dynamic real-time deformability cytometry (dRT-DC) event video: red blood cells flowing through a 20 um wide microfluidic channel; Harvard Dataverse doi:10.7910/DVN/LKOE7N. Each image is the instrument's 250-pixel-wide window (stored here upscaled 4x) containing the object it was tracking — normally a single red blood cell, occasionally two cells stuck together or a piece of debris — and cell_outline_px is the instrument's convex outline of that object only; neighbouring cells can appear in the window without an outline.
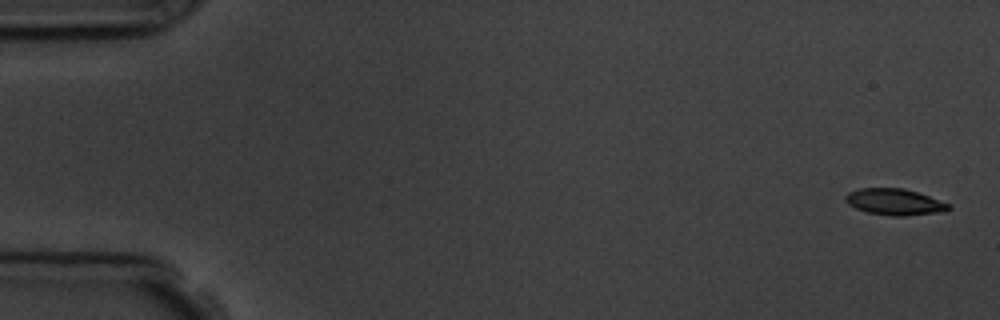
{"species": "common noctule bat (a hibernating species)", "species_latin": "Nyctalus noctula", "temperature_condition": "room temperature", "stored_images_in_passage": 6, "segment_of_instrument_passage": [1, 2], "camera_frame_rate_fps": 3000, "um_per_image_px": 0.085, "animal": {"sex": "male", "body_mass_g": 19.5, "forearm_length_mm": 54.6}, "frame": {"image": 1, "passage_image": 1, "time_ms": 0.0, "image_size_px": [1000, 320], "cell_outline_px": [[952, 208], [944, 212], [904, 216], [892, 216], [868, 212], [856, 208], [848, 204], [844, 200], [844, 196], [848, 192], [860, 188], [904, 188], [952, 204]], "centroid_in_image_um": [76.06, 17.16], "position_along_channel_um": 8.9, "area_um2": 15.95}}
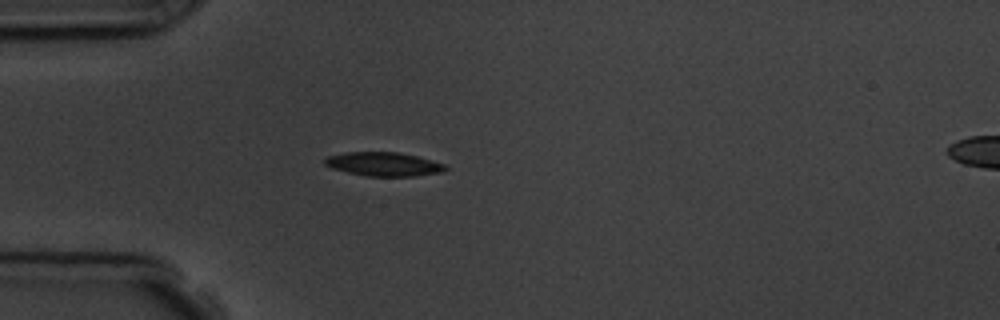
{"frame": {"image": 2, "passage_image": 5, "time_ms": 4.667, "image_size_px": [1000, 320], "cell_outline_px": [[448, 168], [440, 172], [416, 176], [364, 176], [332, 168], [324, 164], [324, 160], [328, 156], [344, 152], [396, 152], [416, 156], [432, 160], [444, 164]], "centroid_in_image_um": [32.59, 13.95], "position_along_channel_um": 52.4, "area_um2": 16.65}}